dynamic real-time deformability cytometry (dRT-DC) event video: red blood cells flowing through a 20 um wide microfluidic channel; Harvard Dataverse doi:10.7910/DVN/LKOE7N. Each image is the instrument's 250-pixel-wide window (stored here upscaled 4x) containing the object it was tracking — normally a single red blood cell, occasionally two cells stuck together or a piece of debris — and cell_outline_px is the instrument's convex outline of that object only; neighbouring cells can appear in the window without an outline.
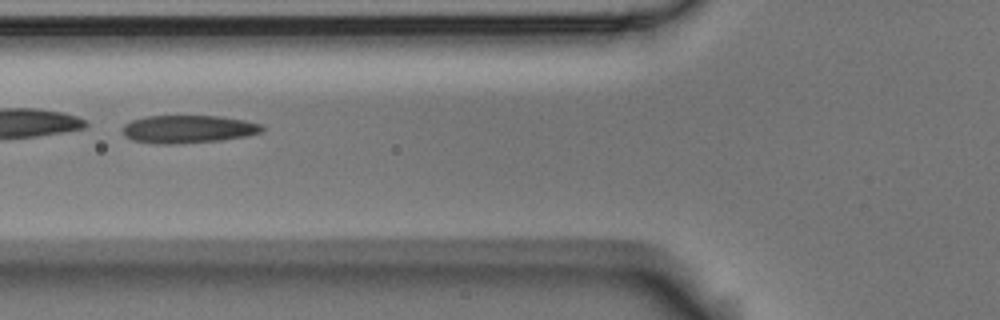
{"species": "Egyptian fruit bat (a non-hibernating species)", "species_latin": "Rousettus aegyptiacus", "temperature_condition": "room temperature", "stored_images_in_passage": 4, "camera_frame_rate_fps": 3000, "um_per_image_px": 0.085, "animal": {"sex": "male"}, "frame": {"image": 1, "passage_image": 2, "time_ms": 0.333, "image_size_px": [1000, 320], "cell_outline_px": [[264, 128], [260, 132], [248, 136], [220, 140], [172, 144], [156, 144], [132, 140], [124, 136], [124, 124], [132, 120], [144, 116], [220, 116], [244, 120], [264, 124]], "centroid_in_image_um": [16.0, 10.97], "position_along_channel_um": 109.8, "area_um2": 22.72}}
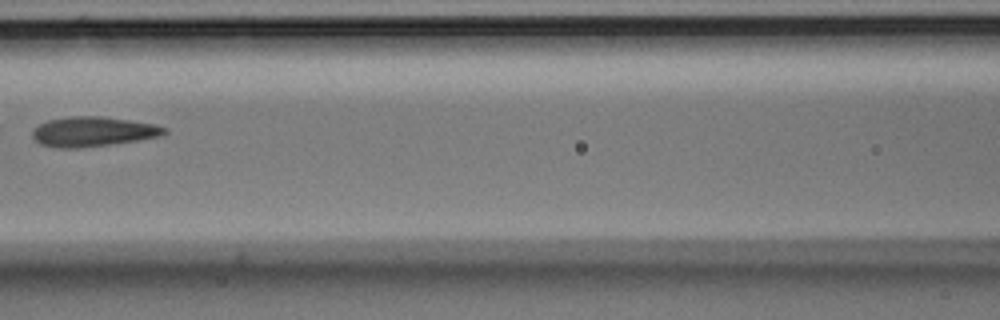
{"frame": {"image": 2, "passage_image": 3, "time_ms": 0.667, "image_size_px": [1000, 320], "cell_outline_px": [[168, 132], [160, 136], [136, 140], [80, 148], [56, 148], [40, 144], [32, 136], [32, 132], [40, 124], [48, 120], [72, 116], [100, 116], [156, 124], [168, 128]], "centroid_in_image_um": [7.91, 11.19], "position_along_channel_um": 158.7, "area_um2": 22.72}}
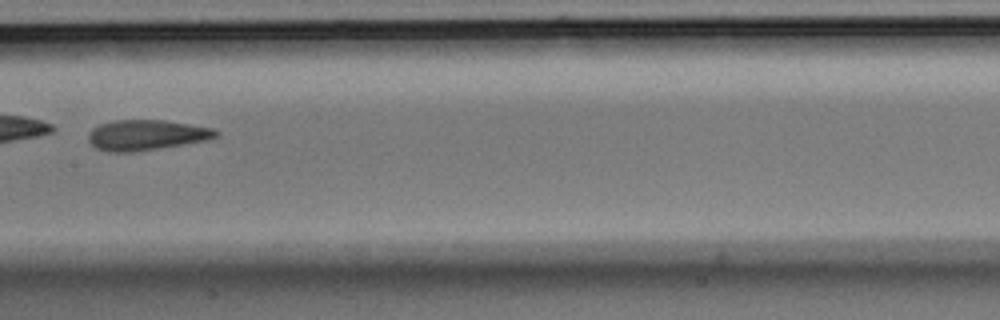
{"frame": {"image": 3, "passage_image": 4, "time_ms": 1.0, "image_size_px": [1000, 320], "cell_outline_px": [[220, 136], [212, 140], [132, 152], [108, 152], [96, 148], [88, 140], [88, 132], [92, 128], [100, 124], [112, 120], [164, 120], [212, 128], [220, 132]], "centroid_in_image_um": [12.47, 11.48], "position_along_channel_um": 194.9, "area_um2": 22.83}}